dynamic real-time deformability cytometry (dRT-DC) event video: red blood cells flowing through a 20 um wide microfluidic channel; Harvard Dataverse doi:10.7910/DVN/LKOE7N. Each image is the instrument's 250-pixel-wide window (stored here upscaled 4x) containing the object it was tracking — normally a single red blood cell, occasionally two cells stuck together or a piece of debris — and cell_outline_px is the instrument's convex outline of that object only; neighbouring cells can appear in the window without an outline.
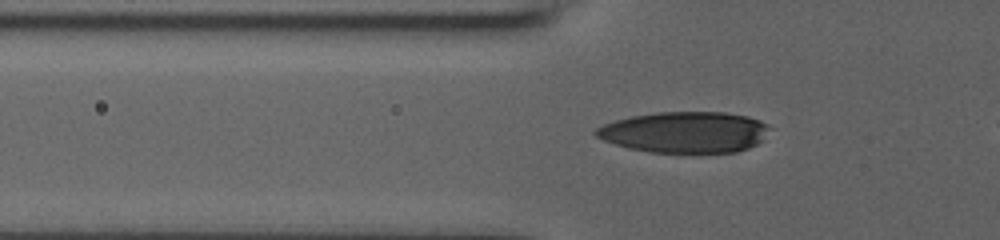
{"species": "human", "species_latin": "Homo sapiens", "temperature_condition": "room temperature", "stored_images_in_passage": 44, "camera_frame_rate_fps": 3000, "um_per_image_px": 0.085, "donor": {"sex": "male"}, "frame": {"image": 1, "passage_image": 13, "time_ms": 4.0, "image_size_px": [1000, 240], "cell_outline_px": [[768, 128], [760, 140], [756, 144], [748, 148], [736, 152], [648, 152], [628, 148], [604, 140], [596, 136], [592, 132], [596, 128], [604, 124], [616, 120], [632, 116], [656, 112], [724, 112], [748, 116], [760, 120], [768, 124]], "centroid_in_image_um": [58.18, 11.23], "position_along_channel_um": 67.6, "area_um2": 41.33}}
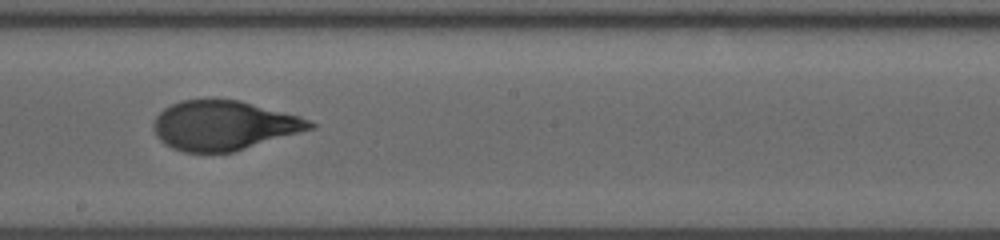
{"frame": {"image": 2, "passage_image": 26, "time_ms": 8.333, "image_size_px": [1000, 240], "cell_outline_px": [[316, 128], [232, 152], [184, 152], [172, 148], [164, 144], [156, 136], [152, 128], [152, 124], [156, 116], [164, 108], [180, 100], [240, 100], [296, 116], [308, 120], [316, 124]], "centroid_in_image_um": [18.98, 10.67], "position_along_channel_um": 229.2, "area_um2": 44.74}}
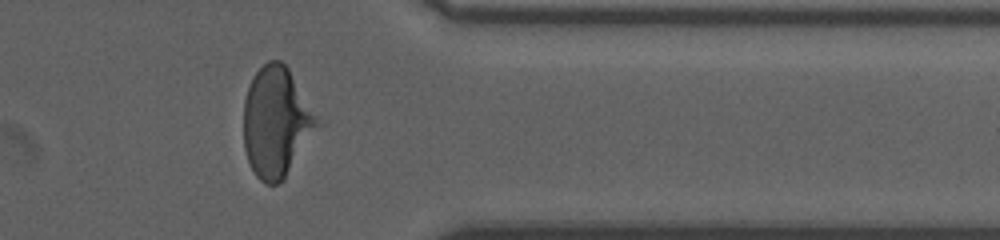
{"frame": {"image": 3, "passage_image": 39, "time_ms": 12.667, "image_size_px": [1000, 240], "cell_outline_px": [[328, 124], [284, 180], [276, 184], [264, 184], [256, 176], [248, 160], [244, 148], [244, 100], [252, 76], [268, 60], [280, 60], [288, 68]], "centroid_in_image_um": [23.65, 10.41], "position_along_channel_um": 387.8, "area_um2": 49.77}}